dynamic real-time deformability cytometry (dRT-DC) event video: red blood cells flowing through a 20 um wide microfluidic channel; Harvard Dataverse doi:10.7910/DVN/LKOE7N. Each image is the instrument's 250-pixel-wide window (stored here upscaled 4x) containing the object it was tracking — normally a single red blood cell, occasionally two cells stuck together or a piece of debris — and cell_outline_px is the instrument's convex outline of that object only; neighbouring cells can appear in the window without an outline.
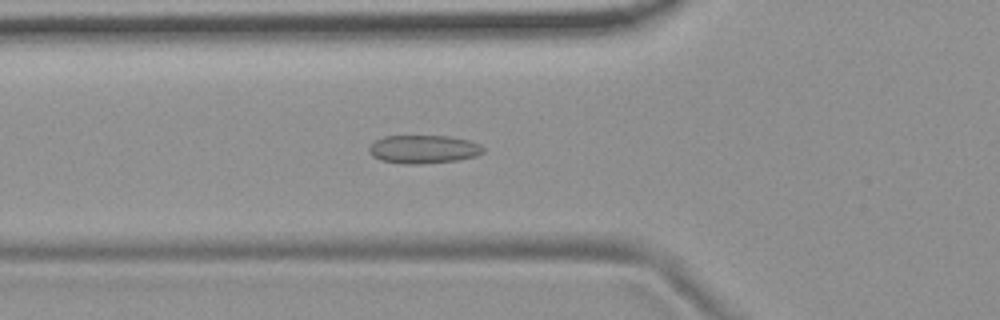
{"species": "common noctule bat (a hibernating species)", "species_latin": "Nyctalus noctula", "temperature_condition": "room temperature", "stored_images_in_passage": 49, "camera_frame_rate_fps": 3000, "um_per_image_px": 0.085, "animal": {"sex": "female", "body_mass_g": 19.9}, "frame": {"image": 1, "passage_image": 18, "time_ms": 5.667, "image_size_px": [1000, 320], "cell_outline_px": [[484, 152], [476, 156], [456, 160], [420, 164], [408, 164], [380, 160], [372, 156], [368, 152], [368, 148], [376, 140], [384, 136], [448, 136], [468, 140], [480, 144], [484, 148]], "centroid_in_image_um": [35.99, 12.68], "position_along_channel_um": 89.8, "area_um2": 18.79}}
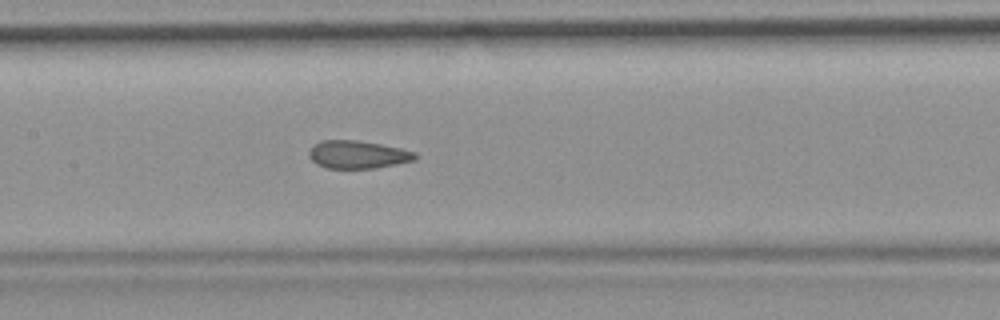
{"frame": {"image": 2, "passage_image": 25, "time_ms": 8.0, "image_size_px": [1000, 320], "cell_outline_px": [[416, 160], [376, 168], [328, 168], [316, 164], [308, 156], [308, 152], [320, 140], [356, 140], [380, 144], [400, 148], [416, 152]], "centroid_in_image_um": [30.41, 13.14], "position_along_channel_um": 177.0, "area_um2": 17.17}}
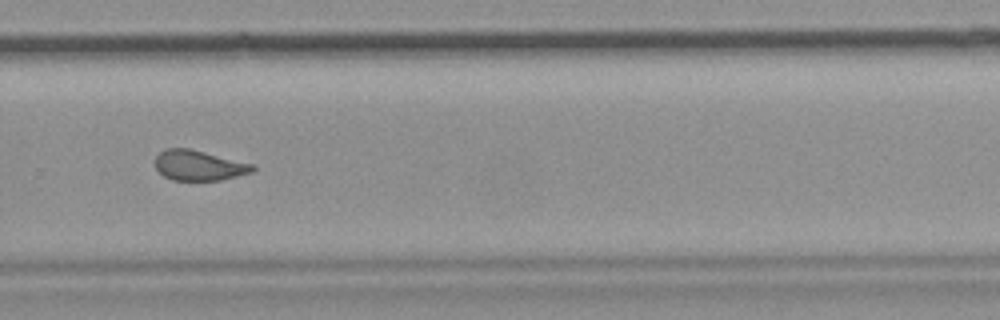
{"frame": {"image": 3, "passage_image": 36, "time_ms": 11.667, "image_size_px": [1000, 320], "cell_outline_px": [[256, 168], [252, 172], [220, 180], [172, 180], [164, 176], [156, 168], [156, 156], [160, 152], [168, 148], [188, 148], [256, 164]], "centroid_in_image_um": [16.94, 14.06], "position_along_channel_um": 312.9, "area_um2": 17.11}, "authors_computed_cell_mechanics": {"area_um2": 17.8024, "velocity_mm_per_s": 3.7199, "shape_relaxation_time_tau1_ms": null, "shape_relaxation_time_tau2_ms": 1.4822, "deformation_change_tau1": null, "deformation_change_tau2": 0.0784}}